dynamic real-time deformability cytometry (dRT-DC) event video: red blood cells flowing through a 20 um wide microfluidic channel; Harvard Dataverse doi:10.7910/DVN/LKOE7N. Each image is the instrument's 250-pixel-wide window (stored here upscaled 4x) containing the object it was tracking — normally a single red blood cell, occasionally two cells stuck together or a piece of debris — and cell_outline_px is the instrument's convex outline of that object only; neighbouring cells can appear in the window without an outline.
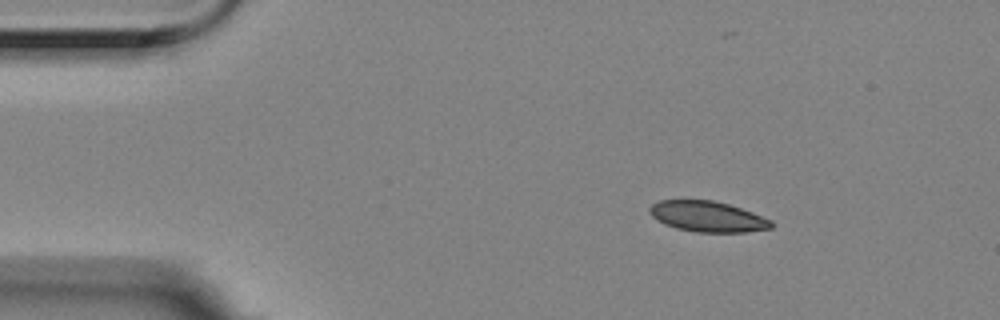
{"species": "Egyptian fruit bat (a non-hibernating species)", "species_latin": "Rousettus aegyptiacus", "temperature_condition": "room temperature", "stored_images_in_passage": 4, "segment_of_instrument_passage": [1, 2], "camera_frame_rate_fps": 3000, "um_per_image_px": 0.085, "animal": {"sex": "female"}, "frame": {"image": 1, "passage_image": 2, "time_ms": 0.333, "image_size_px": [1000, 320], "cell_outline_px": [[776, 224], [772, 228], [744, 232], [696, 232], [676, 228], [664, 224], [656, 220], [648, 212], [648, 208], [652, 204], [660, 200], [712, 200], [728, 204], [752, 212], [772, 220]], "centroid_in_image_um": [60.14, 18.41], "position_along_channel_um": 24.9, "area_um2": 21.85}}